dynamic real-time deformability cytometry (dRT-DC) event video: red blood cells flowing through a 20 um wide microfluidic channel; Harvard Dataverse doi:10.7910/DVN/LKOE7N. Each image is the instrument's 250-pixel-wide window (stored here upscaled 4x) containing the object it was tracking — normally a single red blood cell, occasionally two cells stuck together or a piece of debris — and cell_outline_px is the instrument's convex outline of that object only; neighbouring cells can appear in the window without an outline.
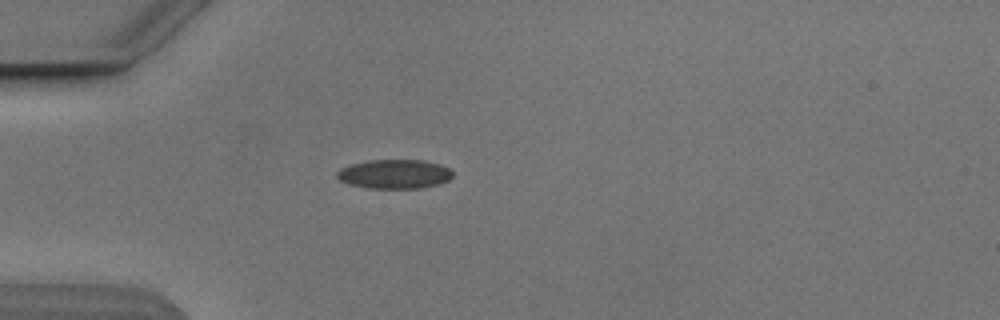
{"species": "Egyptian fruit bat (a non-hibernating species)", "species_latin": "Rousettus aegyptiacus", "temperature_condition": "cold", "stored_images_in_passage": 1, "camera_frame_rate_fps": 3000, "um_per_image_px": 0.085, "animal": {"sex": "male"}, "frame": {"image": 1, "passage_image": 1, "time_ms": 0.0, "image_size_px": [1000, 320], "cell_outline_px": [[452, 176], [448, 180], [440, 184], [420, 188], [368, 188], [352, 184], [340, 180], [336, 176], [336, 172], [340, 168], [352, 164], [368, 160], [424, 160], [440, 164], [448, 168], [452, 172]], "centroid_in_image_um": [33.54, 14.79], "position_along_channel_um": 51.5, "area_um2": 19.59}}